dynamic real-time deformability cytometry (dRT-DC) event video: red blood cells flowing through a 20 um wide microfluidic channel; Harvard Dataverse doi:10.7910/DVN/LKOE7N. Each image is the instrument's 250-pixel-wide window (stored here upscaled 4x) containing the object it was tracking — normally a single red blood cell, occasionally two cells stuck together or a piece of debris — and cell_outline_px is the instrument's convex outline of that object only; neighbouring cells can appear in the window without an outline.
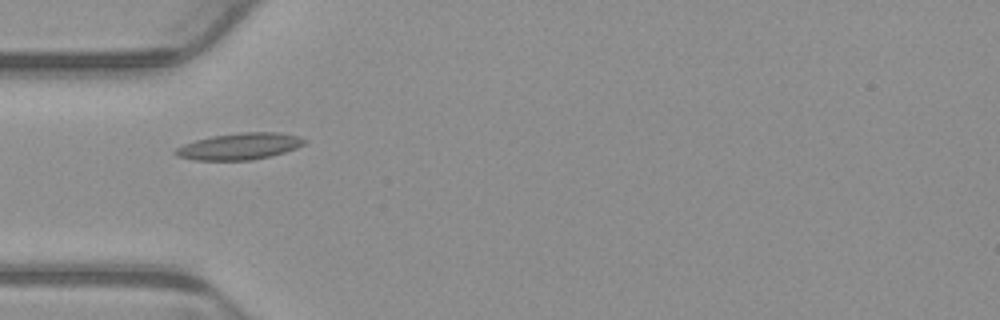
{"species": "common noctule bat (a hibernating species)", "species_latin": "Nyctalus noctula", "temperature_condition": "warm", "stored_images_in_passage": 5, "camera_frame_rate_fps": 3000, "um_per_image_px": 0.085, "animal": {"sex": "male", "body_mass_g": 23.1, "forearm_length_mm": 52.7}, "frame": {"image": 1, "passage_image": 4, "time_ms": 1.0, "image_size_px": [1000, 320], "cell_outline_px": [[308, 140], [304, 144], [296, 148], [284, 152], [252, 160], [196, 160], [176, 156], [172, 152], [176, 148], [184, 144], [196, 140], [212, 136], [244, 132], [280, 132], [300, 136]], "centroid_in_image_um": [20.37, 12.43], "position_along_channel_um": 64.6, "area_um2": 19.94}}
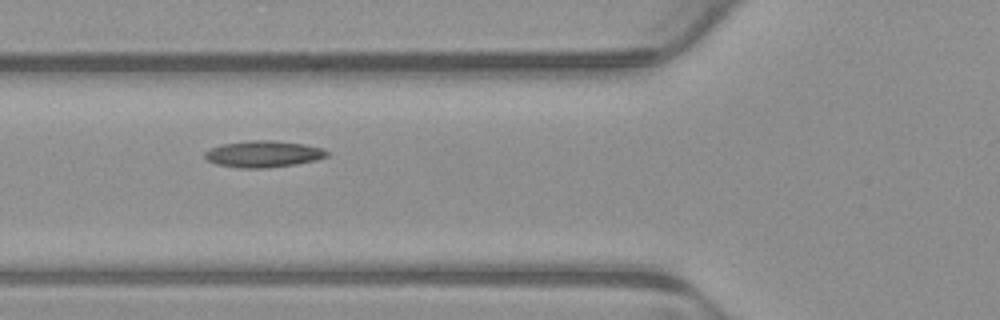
{"frame": {"image": 2, "passage_image": 5, "time_ms": 1.333, "image_size_px": [1000, 320], "cell_outline_px": [[328, 156], [316, 160], [296, 164], [264, 168], [240, 168], [216, 164], [208, 160], [204, 156], [204, 152], [212, 148], [224, 144], [248, 140], [276, 140], [304, 144], [324, 148], [328, 152]], "centroid_in_image_um": [22.41, 13.08], "position_along_channel_um": 103.4, "area_um2": 18.9}}